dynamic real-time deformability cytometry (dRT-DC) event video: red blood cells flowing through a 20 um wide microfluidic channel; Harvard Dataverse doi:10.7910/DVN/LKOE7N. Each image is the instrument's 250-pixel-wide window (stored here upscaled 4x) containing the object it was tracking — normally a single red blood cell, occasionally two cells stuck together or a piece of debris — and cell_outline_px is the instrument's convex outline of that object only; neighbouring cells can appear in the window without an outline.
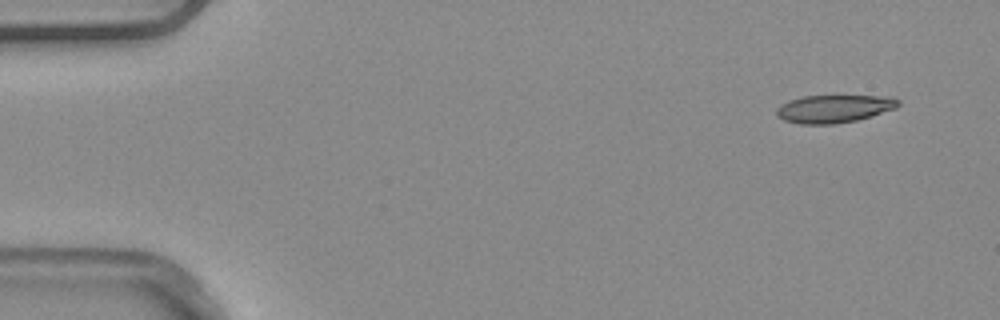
{"species": "common noctule bat (a hibernating species)", "species_latin": "Nyctalus noctula", "temperature_condition": "warm", "stored_images_in_passage": 6, "camera_frame_rate_fps": 3000, "um_per_image_px": 0.085, "animal": {"sex": "male", "body_mass_g": 20.4}, "frame": {"image": 1, "passage_image": 1, "time_ms": 0.0, "image_size_px": [1000, 320], "cell_outline_px": [[900, 104], [896, 108], [872, 116], [856, 120], [836, 124], [800, 124], [784, 120], [776, 116], [776, 108], [780, 104], [788, 100], [804, 96], [892, 96], [900, 100]], "centroid_in_image_um": [70.89, 9.24], "position_along_channel_um": 14.1, "area_um2": 19.94}}
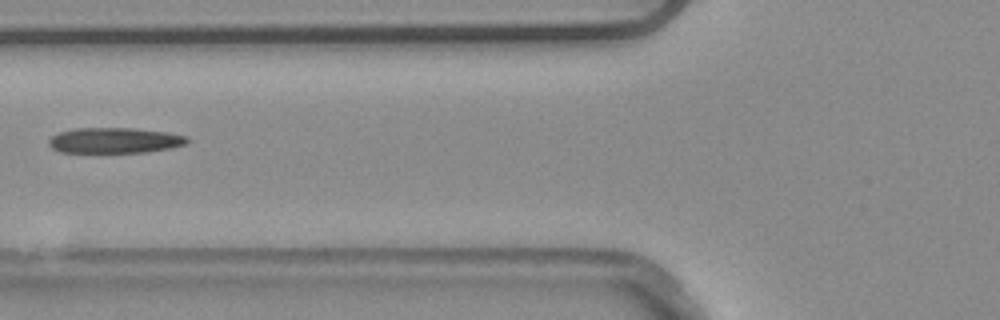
{"frame": {"image": 2, "passage_image": 5, "time_ms": 1.333, "image_size_px": [1000, 320], "cell_outline_px": [[188, 144], [172, 148], [148, 152], [60, 152], [52, 148], [48, 144], [48, 140], [52, 136], [60, 132], [76, 128], [132, 128], [168, 132], [188, 136]], "centroid_in_image_um": [9.78, 11.93], "position_along_channel_um": 116.0, "area_um2": 20.69}}